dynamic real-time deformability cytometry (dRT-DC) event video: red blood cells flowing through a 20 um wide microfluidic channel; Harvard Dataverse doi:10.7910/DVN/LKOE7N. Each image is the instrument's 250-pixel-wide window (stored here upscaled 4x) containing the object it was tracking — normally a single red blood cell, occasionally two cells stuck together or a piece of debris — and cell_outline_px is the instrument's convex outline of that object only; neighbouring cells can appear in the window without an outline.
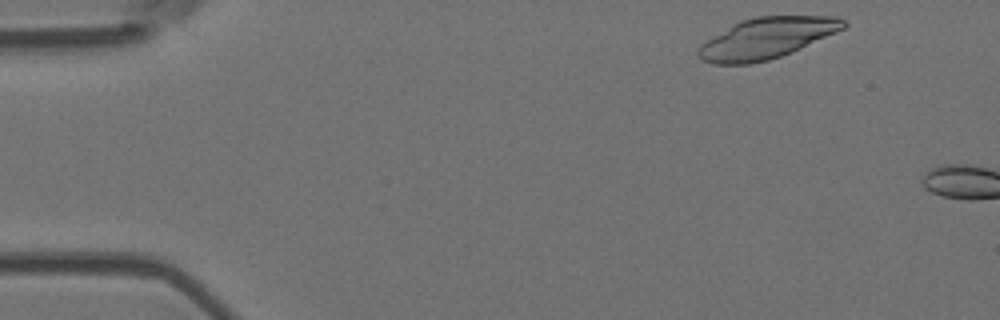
{"species": "Egyptian fruit bat (a non-hibernating species)", "species_latin": "Rousettus aegyptiacus", "temperature_condition": "room temperature", "stored_images_in_passage": 4, "camera_frame_rate_fps": 3000, "um_per_image_px": 0.085, "animal": {"sex": "female"}, "frame": {"image": 1, "passage_image": 2, "time_ms": 0.333, "image_size_px": [1000, 320], "cell_outline_px": [[848, 24], [844, 28], [836, 32], [792, 52], [768, 60], [748, 64], [712, 64], [700, 60], [696, 56], [696, 52], [700, 44], [740, 20], [756, 16], [836, 16], [844, 20]], "centroid_in_image_um": [65.13, 3.25], "position_along_channel_um": 19.9, "area_um2": 34.56}}